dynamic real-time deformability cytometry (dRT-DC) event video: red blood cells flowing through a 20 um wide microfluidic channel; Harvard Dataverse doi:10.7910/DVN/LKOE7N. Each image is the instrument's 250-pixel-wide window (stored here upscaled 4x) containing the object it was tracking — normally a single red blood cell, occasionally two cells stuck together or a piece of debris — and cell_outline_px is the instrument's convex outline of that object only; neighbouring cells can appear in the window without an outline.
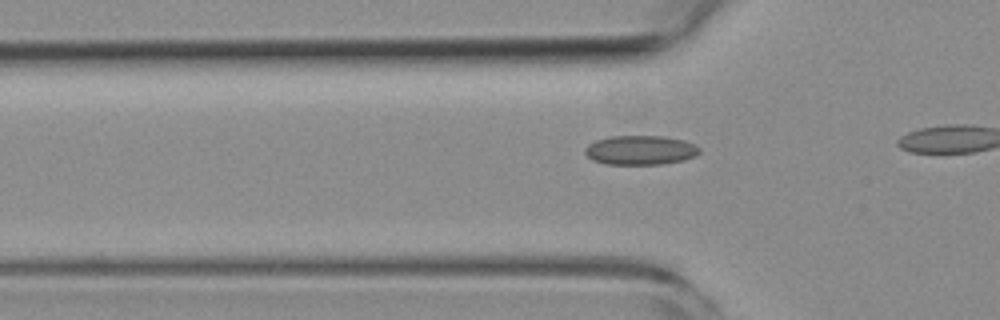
{"species": "common noctule bat (a hibernating species)", "species_latin": "Nyctalus noctula", "temperature_condition": "room temperature", "stored_images_in_passage": 13, "camera_frame_rate_fps": 3000, "um_per_image_px": 0.085, "animal": {"sex": "female", "body_mass_g": 19.3, "forearm_length_mm": 54.1}, "frame": {"image": 1, "passage_image": 8, "time_ms": 2.333, "image_size_px": [1000, 320], "cell_outline_px": [[700, 152], [696, 156], [684, 160], [664, 164], [608, 164], [592, 160], [584, 152], [584, 148], [588, 144], [596, 140], [612, 136], [664, 136], [684, 140], [700, 148]], "centroid_in_image_um": [54.44, 12.76], "position_along_channel_um": 71.4, "area_um2": 19.59}}